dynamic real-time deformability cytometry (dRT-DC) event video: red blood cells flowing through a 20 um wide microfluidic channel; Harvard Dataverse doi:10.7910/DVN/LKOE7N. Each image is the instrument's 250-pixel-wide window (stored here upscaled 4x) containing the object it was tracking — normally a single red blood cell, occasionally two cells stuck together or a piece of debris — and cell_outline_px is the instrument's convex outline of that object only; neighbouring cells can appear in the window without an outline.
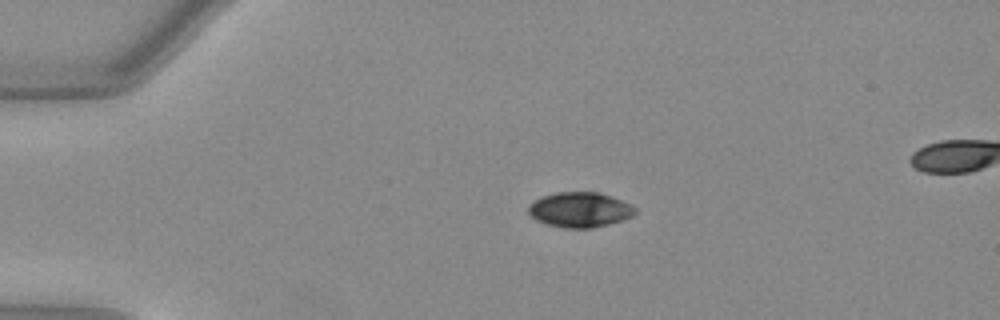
{"species": "Egyptian fruit bat (a non-hibernating species)", "species_latin": "Rousettus aegyptiacus", "temperature_condition": "warm", "stored_images_in_passage": 42, "segment_of_instrument_passage": [1, 2], "camera_frame_rate_fps": 3000, "um_per_image_px": 0.085, "animal": {"sex": "female"}, "frame": {"image": 1, "passage_image": 1, "time_ms": 0.0, "image_size_px": [1000, 320], "cell_outline_px": [[636, 212], [632, 216], [608, 224], [588, 228], [564, 228], [548, 224], [536, 220], [528, 216], [528, 204], [544, 196], [556, 192], [600, 192], [632, 204], [636, 208]], "centroid_in_image_um": [49.27, 17.82], "position_along_channel_um": 35.7, "area_um2": 21.79}}
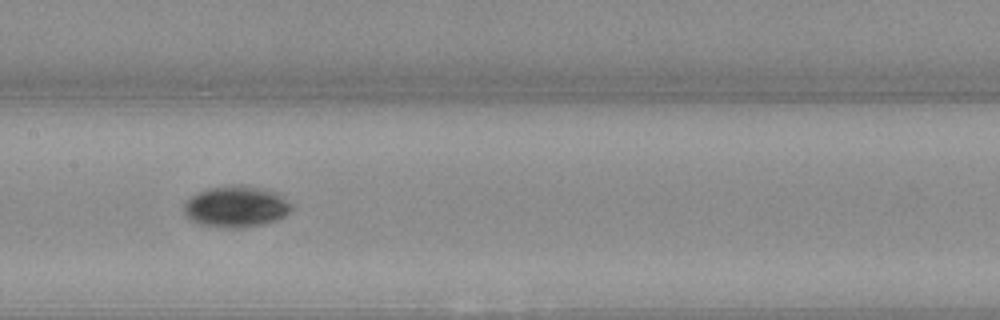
{"frame": {"image": 2, "passage_image": 16, "time_ms": 5.0, "image_size_px": [1000, 320], "cell_outline_px": [[292, 208], [284, 216], [276, 220], [264, 224], [244, 228], [232, 228], [200, 224], [192, 220], [184, 212], [184, 204], [192, 196], [208, 188], [228, 184], [248, 184], [280, 192], [292, 204]], "centroid_in_image_um": [20.13, 17.53], "position_along_channel_um": 187.3, "area_um2": 26.24}}
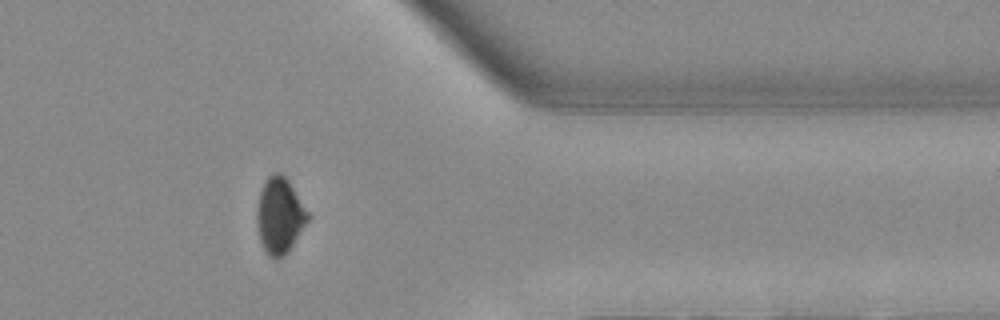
{"frame": {"image": 3, "passage_image": 32, "time_ms": 10.333, "image_size_px": [1000, 320], "cell_outline_px": [[312, 216], [288, 252], [284, 256], [276, 260], [268, 256], [260, 240], [256, 224], [256, 208], [260, 192], [268, 176], [272, 172], [280, 172], [288, 180]], "centroid_in_image_um": [23.78, 18.34], "position_along_channel_um": 387.6, "area_um2": 22.89}}